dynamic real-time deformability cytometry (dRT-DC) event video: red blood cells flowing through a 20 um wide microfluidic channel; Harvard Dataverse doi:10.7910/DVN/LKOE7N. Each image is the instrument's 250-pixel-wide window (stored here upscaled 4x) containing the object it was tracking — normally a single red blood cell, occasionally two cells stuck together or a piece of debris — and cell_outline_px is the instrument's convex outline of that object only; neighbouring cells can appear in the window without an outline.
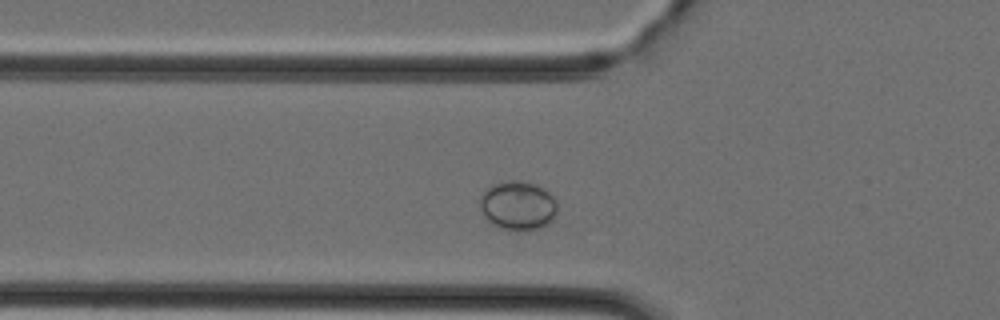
{"species": "Egyptian fruit bat (a non-hibernating species)", "species_latin": "Rousettus aegyptiacus", "temperature_condition": "cold", "stored_images_in_passage": 24, "camera_frame_rate_fps": 3000, "um_per_image_px": 0.085, "animal": {"sex": "female"}, "frame": {"image": 1, "passage_image": 2, "time_ms": 0.333, "image_size_px": [1000, 320], "cell_outline_px": [[556, 216], [548, 224], [540, 228], [516, 232], [500, 228], [492, 224], [484, 216], [480, 208], [480, 196], [492, 184], [508, 180], [520, 180], [536, 184], [544, 188], [556, 200]], "centroid_in_image_um": [44.02, 17.48], "position_along_channel_um": 81.8, "area_um2": 22.43}}
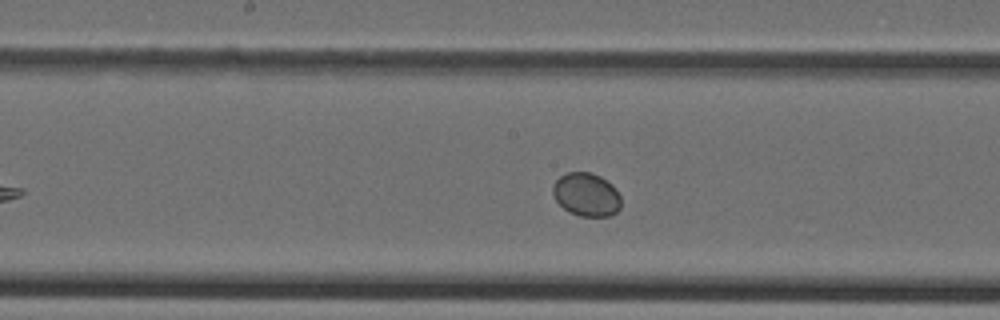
{"frame": {"image": 2, "passage_image": 10, "time_ms": 3.0, "image_size_px": [1000, 320], "cell_outline_px": [[620, 208], [616, 212], [608, 216], [580, 216], [568, 212], [556, 200], [552, 192], [552, 184], [560, 176], [568, 172], [592, 172], [600, 176], [612, 184], [616, 188], [620, 196]], "centroid_in_image_um": [49.84, 16.53], "position_along_channel_um": 198.4, "area_um2": 17.34}}
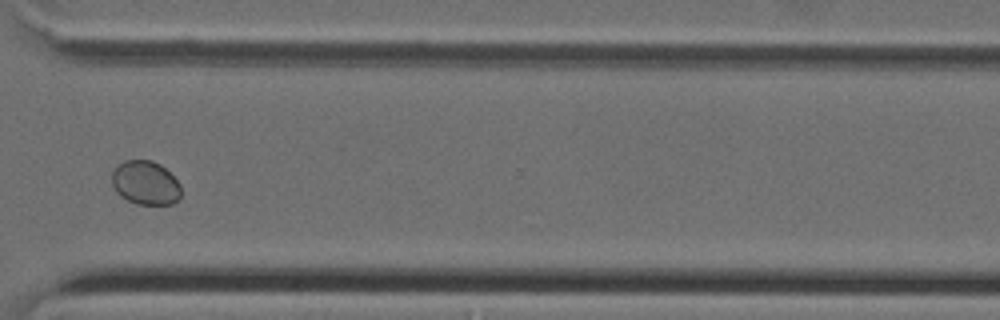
{"frame": {"image": 3, "passage_image": 21, "time_ms": 6.667, "image_size_px": [1000, 320], "cell_outline_px": [[180, 200], [172, 204], [136, 204], [120, 196], [116, 192], [112, 184], [112, 172], [124, 160], [152, 160], [160, 164], [180, 184]], "centroid_in_image_um": [12.36, 15.55], "position_along_channel_um": 358.2, "area_um2": 17.63}}